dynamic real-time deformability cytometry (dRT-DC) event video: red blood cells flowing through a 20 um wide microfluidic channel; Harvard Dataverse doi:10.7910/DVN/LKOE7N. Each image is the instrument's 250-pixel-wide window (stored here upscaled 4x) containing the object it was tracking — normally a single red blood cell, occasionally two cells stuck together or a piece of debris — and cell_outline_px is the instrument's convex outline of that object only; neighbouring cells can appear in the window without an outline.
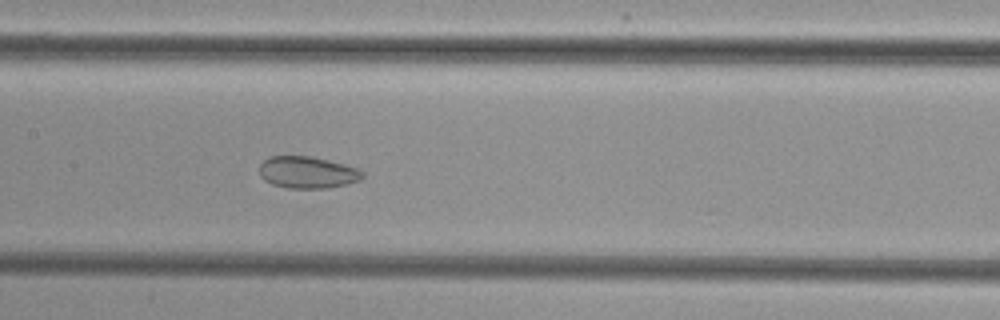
{"species": "common noctule bat (a hibernating species)", "species_latin": "Nyctalus noctula", "temperature_condition": "cold", "stored_images_in_passage": 52, "camera_frame_rate_fps": 3000, "um_per_image_px": 0.085, "animal": {"sex": "female", "body_mass_g": 29.2, "forearm_length_mm": 56.3}, "frame": {"image": 1, "passage_image": 26, "time_ms": 8.333, "image_size_px": [1000, 320], "cell_outline_px": [[364, 176], [360, 180], [328, 188], [288, 188], [272, 184], [264, 180], [260, 176], [260, 164], [268, 156], [312, 156], [344, 164], [356, 168], [364, 172]], "centroid_in_image_um": [26.11, 14.64], "position_along_channel_um": 181.3, "area_um2": 19.13}}
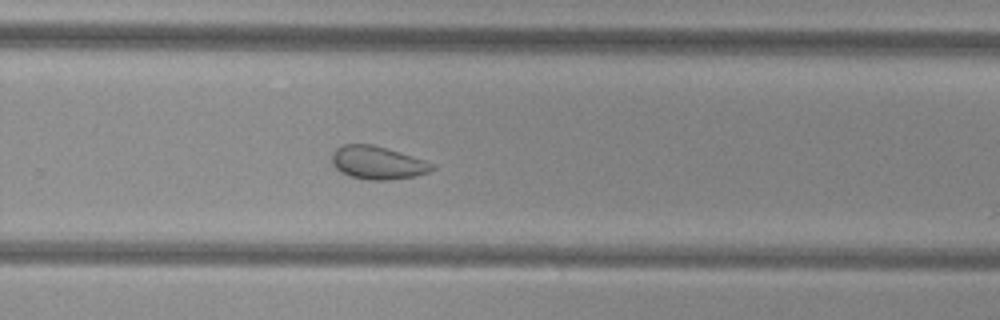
{"frame": {"image": 2, "passage_image": 35, "time_ms": 11.333, "image_size_px": [1000, 320], "cell_outline_px": [[436, 168], [428, 172], [412, 176], [388, 180], [368, 180], [352, 176], [340, 172], [332, 164], [332, 152], [336, 148], [344, 144], [372, 144], [412, 156], [436, 164]], "centroid_in_image_um": [32.08, 13.83], "position_along_channel_um": 297.7, "area_um2": 19.19}}
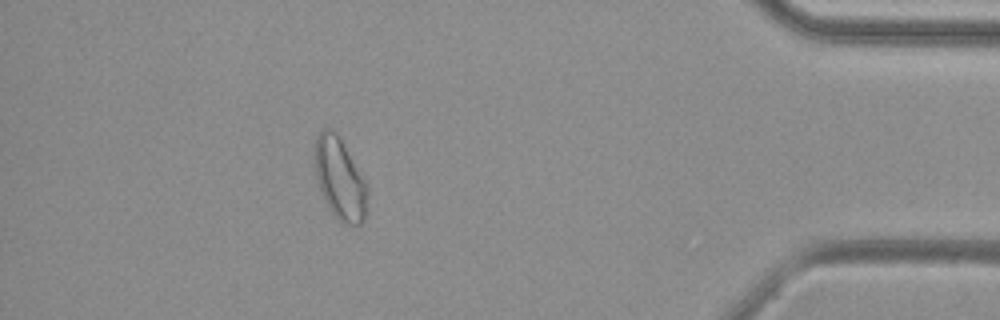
{"frame": {"image": 3, "passage_image": 47, "time_ms": 15.333, "image_size_px": [1000, 320], "cell_outline_px": [[368, 212], [364, 220], [360, 224], [340, 224], [336, 220], [328, 208], [324, 200], [316, 176], [312, 152], [312, 148], [316, 136], [324, 128], [332, 128], [336, 132], [364, 180], [368, 188]], "centroid_in_image_um": [28.86, 15.23], "position_along_channel_um": 406.3, "area_um2": 25.55}}